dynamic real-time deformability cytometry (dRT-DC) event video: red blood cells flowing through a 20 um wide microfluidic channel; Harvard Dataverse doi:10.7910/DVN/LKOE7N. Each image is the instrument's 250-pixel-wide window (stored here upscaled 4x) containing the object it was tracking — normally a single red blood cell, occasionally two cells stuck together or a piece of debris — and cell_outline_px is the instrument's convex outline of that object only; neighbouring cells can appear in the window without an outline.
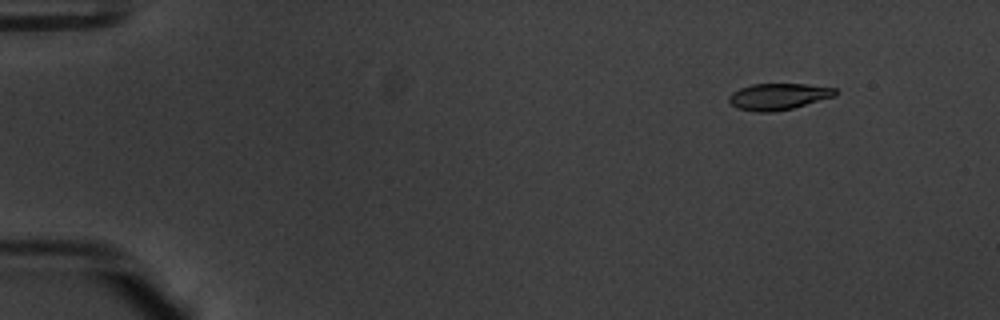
{"species": "common noctule bat (a hibernating species)", "species_latin": "Nyctalus noctula", "temperature_condition": "warm", "stored_images_in_passage": 55, "camera_frame_rate_fps": 3000, "um_per_image_px": 0.085, "animal": {"sex": "male", "body_mass_g": 20.1, "forearm_length_mm": 53.5}, "frame": {"image": 1, "passage_image": 7, "time_ms": 2.0, "image_size_px": [1000, 320], "cell_outline_px": [[840, 92], [836, 96], [792, 108], [772, 112], [756, 112], [740, 108], [732, 104], [728, 100], [728, 96], [732, 92], [740, 88], [752, 84], [804, 84], [836, 88]], "centroid_in_image_um": [66.2, 8.2], "position_along_channel_um": 18.8, "area_um2": 16.36}}
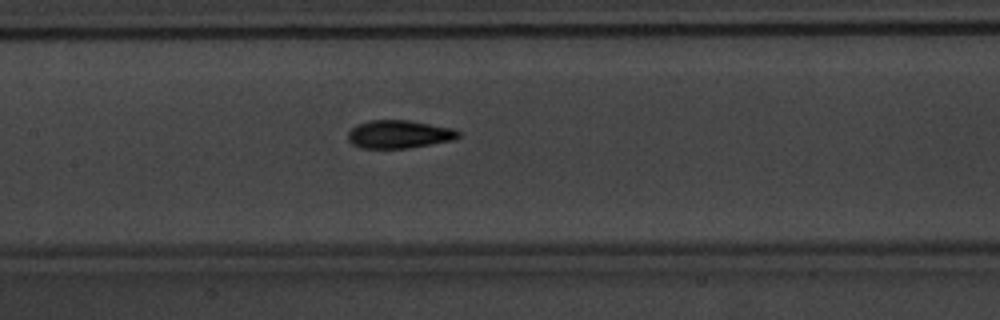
{"frame": {"image": 2, "passage_image": 28, "time_ms": 9.0, "image_size_px": [1000, 320], "cell_outline_px": [[460, 136], [452, 140], [408, 148], [360, 148], [352, 144], [348, 140], [348, 132], [356, 124], [368, 120], [408, 120], [452, 128], [460, 132]], "centroid_in_image_um": [33.88, 11.41], "position_along_channel_um": 173.5, "area_um2": 18.03}}
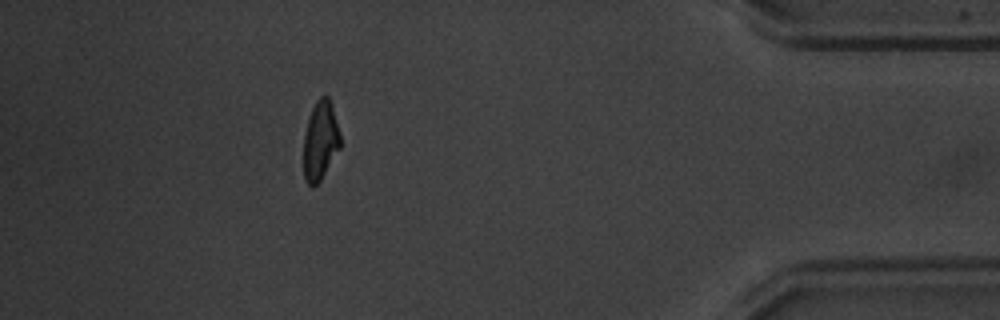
{"frame": {"image": 3, "passage_image": 50, "time_ms": 16.333, "image_size_px": [1000, 320], "cell_outline_px": [[340, 148], [320, 180], [316, 184], [308, 184], [304, 176], [304, 136], [308, 116], [316, 100], [320, 96], [328, 96], [332, 104], [340, 132]], "centroid_in_image_um": [27.24, 11.89], "position_along_channel_um": 408.0, "area_um2": 16.82}, "authors_computed_cell_mechanics": {"area_um2": 17.3978, "velocity_mm_per_s": 3.8021, "shape_relaxation_time_tau1_ms": 3.3007, "shape_relaxation_time_tau2_ms": 1.5637, "deformation_change_tau1": 0.1669, "deformation_change_tau2": 0.0734}}